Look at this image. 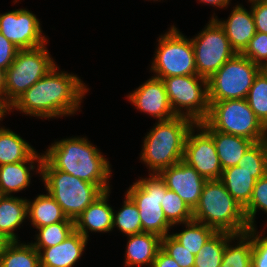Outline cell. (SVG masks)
<instances>
[{
	"label": "cell",
	"mask_w": 267,
	"mask_h": 267,
	"mask_svg": "<svg viewBox=\"0 0 267 267\" xmlns=\"http://www.w3.org/2000/svg\"><path fill=\"white\" fill-rule=\"evenodd\" d=\"M56 65L9 108L42 118L75 114L88 89L77 75L59 72Z\"/></svg>",
	"instance_id": "cell-1"
},
{
	"label": "cell",
	"mask_w": 267,
	"mask_h": 267,
	"mask_svg": "<svg viewBox=\"0 0 267 267\" xmlns=\"http://www.w3.org/2000/svg\"><path fill=\"white\" fill-rule=\"evenodd\" d=\"M53 168L81 180L97 184L103 191L110 190L109 161L86 137H74L54 142L43 154Z\"/></svg>",
	"instance_id": "cell-2"
},
{
	"label": "cell",
	"mask_w": 267,
	"mask_h": 267,
	"mask_svg": "<svg viewBox=\"0 0 267 267\" xmlns=\"http://www.w3.org/2000/svg\"><path fill=\"white\" fill-rule=\"evenodd\" d=\"M193 219L217 232L233 235L246 233L250 229L244 208L227 191L220 179L207 180L193 210Z\"/></svg>",
	"instance_id": "cell-3"
},
{
	"label": "cell",
	"mask_w": 267,
	"mask_h": 267,
	"mask_svg": "<svg viewBox=\"0 0 267 267\" xmlns=\"http://www.w3.org/2000/svg\"><path fill=\"white\" fill-rule=\"evenodd\" d=\"M195 123L181 116L159 121L145 136L141 160L152 174L174 165L184 158L185 140Z\"/></svg>",
	"instance_id": "cell-4"
},
{
	"label": "cell",
	"mask_w": 267,
	"mask_h": 267,
	"mask_svg": "<svg viewBox=\"0 0 267 267\" xmlns=\"http://www.w3.org/2000/svg\"><path fill=\"white\" fill-rule=\"evenodd\" d=\"M40 175L48 193L61 206L67 218L73 221L104 192L97 184L53 169L44 159Z\"/></svg>",
	"instance_id": "cell-5"
},
{
	"label": "cell",
	"mask_w": 267,
	"mask_h": 267,
	"mask_svg": "<svg viewBox=\"0 0 267 267\" xmlns=\"http://www.w3.org/2000/svg\"><path fill=\"white\" fill-rule=\"evenodd\" d=\"M210 110L205 122L215 131L252 140H265L266 127L249 107L247 99L209 101Z\"/></svg>",
	"instance_id": "cell-6"
},
{
	"label": "cell",
	"mask_w": 267,
	"mask_h": 267,
	"mask_svg": "<svg viewBox=\"0 0 267 267\" xmlns=\"http://www.w3.org/2000/svg\"><path fill=\"white\" fill-rule=\"evenodd\" d=\"M46 44L34 49L19 50L5 71L4 108H8L35 82L55 67Z\"/></svg>",
	"instance_id": "cell-7"
},
{
	"label": "cell",
	"mask_w": 267,
	"mask_h": 267,
	"mask_svg": "<svg viewBox=\"0 0 267 267\" xmlns=\"http://www.w3.org/2000/svg\"><path fill=\"white\" fill-rule=\"evenodd\" d=\"M162 80L176 116L186 117L195 124L205 121L210 110L207 79L198 75H186Z\"/></svg>",
	"instance_id": "cell-8"
},
{
	"label": "cell",
	"mask_w": 267,
	"mask_h": 267,
	"mask_svg": "<svg viewBox=\"0 0 267 267\" xmlns=\"http://www.w3.org/2000/svg\"><path fill=\"white\" fill-rule=\"evenodd\" d=\"M260 66L236 53L208 80L209 101L246 99Z\"/></svg>",
	"instance_id": "cell-9"
},
{
	"label": "cell",
	"mask_w": 267,
	"mask_h": 267,
	"mask_svg": "<svg viewBox=\"0 0 267 267\" xmlns=\"http://www.w3.org/2000/svg\"><path fill=\"white\" fill-rule=\"evenodd\" d=\"M158 48L151 69L154 77L197 75L191 39L186 38L173 25L158 39Z\"/></svg>",
	"instance_id": "cell-10"
},
{
	"label": "cell",
	"mask_w": 267,
	"mask_h": 267,
	"mask_svg": "<svg viewBox=\"0 0 267 267\" xmlns=\"http://www.w3.org/2000/svg\"><path fill=\"white\" fill-rule=\"evenodd\" d=\"M167 187L158 174H149V178H142L127 190L138 207L142 232L157 234L165 237L172 225L167 221L161 203Z\"/></svg>",
	"instance_id": "cell-11"
},
{
	"label": "cell",
	"mask_w": 267,
	"mask_h": 267,
	"mask_svg": "<svg viewBox=\"0 0 267 267\" xmlns=\"http://www.w3.org/2000/svg\"><path fill=\"white\" fill-rule=\"evenodd\" d=\"M198 76L209 80L236 52L231 48L224 29L211 18L207 26L191 39Z\"/></svg>",
	"instance_id": "cell-12"
},
{
	"label": "cell",
	"mask_w": 267,
	"mask_h": 267,
	"mask_svg": "<svg viewBox=\"0 0 267 267\" xmlns=\"http://www.w3.org/2000/svg\"><path fill=\"white\" fill-rule=\"evenodd\" d=\"M199 133L195 134V128ZM206 180H217L222 176V167L212 136L200 125L189 130L184 149V158Z\"/></svg>",
	"instance_id": "cell-13"
},
{
	"label": "cell",
	"mask_w": 267,
	"mask_h": 267,
	"mask_svg": "<svg viewBox=\"0 0 267 267\" xmlns=\"http://www.w3.org/2000/svg\"><path fill=\"white\" fill-rule=\"evenodd\" d=\"M0 33L20 50L34 49L48 43L37 17L22 8L0 14Z\"/></svg>",
	"instance_id": "cell-14"
},
{
	"label": "cell",
	"mask_w": 267,
	"mask_h": 267,
	"mask_svg": "<svg viewBox=\"0 0 267 267\" xmlns=\"http://www.w3.org/2000/svg\"><path fill=\"white\" fill-rule=\"evenodd\" d=\"M158 175L167 189L177 193L193 211L207 180L183 160L161 170Z\"/></svg>",
	"instance_id": "cell-15"
},
{
	"label": "cell",
	"mask_w": 267,
	"mask_h": 267,
	"mask_svg": "<svg viewBox=\"0 0 267 267\" xmlns=\"http://www.w3.org/2000/svg\"><path fill=\"white\" fill-rule=\"evenodd\" d=\"M127 98L138 110L156 117L159 121L176 116L170 105L163 80L154 76L128 94Z\"/></svg>",
	"instance_id": "cell-16"
},
{
	"label": "cell",
	"mask_w": 267,
	"mask_h": 267,
	"mask_svg": "<svg viewBox=\"0 0 267 267\" xmlns=\"http://www.w3.org/2000/svg\"><path fill=\"white\" fill-rule=\"evenodd\" d=\"M110 190L97 197L74 221L75 231L88 240V230L110 232L113 230L114 210L108 204Z\"/></svg>",
	"instance_id": "cell-17"
},
{
	"label": "cell",
	"mask_w": 267,
	"mask_h": 267,
	"mask_svg": "<svg viewBox=\"0 0 267 267\" xmlns=\"http://www.w3.org/2000/svg\"><path fill=\"white\" fill-rule=\"evenodd\" d=\"M224 29L231 48L241 54L248 46L250 39L256 34V26L252 10L248 11L241 5H236L227 21L214 18Z\"/></svg>",
	"instance_id": "cell-18"
},
{
	"label": "cell",
	"mask_w": 267,
	"mask_h": 267,
	"mask_svg": "<svg viewBox=\"0 0 267 267\" xmlns=\"http://www.w3.org/2000/svg\"><path fill=\"white\" fill-rule=\"evenodd\" d=\"M87 241L80 233L74 231L58 245L36 249L39 252L41 267H73L82 256Z\"/></svg>",
	"instance_id": "cell-19"
},
{
	"label": "cell",
	"mask_w": 267,
	"mask_h": 267,
	"mask_svg": "<svg viewBox=\"0 0 267 267\" xmlns=\"http://www.w3.org/2000/svg\"><path fill=\"white\" fill-rule=\"evenodd\" d=\"M42 160L43 155H40L35 151L26 161L1 165L0 191L4 195L10 196L12 192H19L28 187L31 180L30 171L36 168L34 164L37 162L38 165L36 170H38V173H41Z\"/></svg>",
	"instance_id": "cell-20"
},
{
	"label": "cell",
	"mask_w": 267,
	"mask_h": 267,
	"mask_svg": "<svg viewBox=\"0 0 267 267\" xmlns=\"http://www.w3.org/2000/svg\"><path fill=\"white\" fill-rule=\"evenodd\" d=\"M266 174L267 171H247L237 165L222 170L220 180L232 197L245 208L252 197L256 180Z\"/></svg>",
	"instance_id": "cell-21"
},
{
	"label": "cell",
	"mask_w": 267,
	"mask_h": 267,
	"mask_svg": "<svg viewBox=\"0 0 267 267\" xmlns=\"http://www.w3.org/2000/svg\"><path fill=\"white\" fill-rule=\"evenodd\" d=\"M199 124L212 136L222 170L237 166L246 150L254 143L241 136L215 131L205 121Z\"/></svg>",
	"instance_id": "cell-22"
},
{
	"label": "cell",
	"mask_w": 267,
	"mask_h": 267,
	"mask_svg": "<svg viewBox=\"0 0 267 267\" xmlns=\"http://www.w3.org/2000/svg\"><path fill=\"white\" fill-rule=\"evenodd\" d=\"M125 266L152 267L158 251L161 249V237L157 234L141 232L128 235Z\"/></svg>",
	"instance_id": "cell-23"
},
{
	"label": "cell",
	"mask_w": 267,
	"mask_h": 267,
	"mask_svg": "<svg viewBox=\"0 0 267 267\" xmlns=\"http://www.w3.org/2000/svg\"><path fill=\"white\" fill-rule=\"evenodd\" d=\"M28 217L27 199L4 195L0 200V234L9 242L19 241L14 230Z\"/></svg>",
	"instance_id": "cell-24"
},
{
	"label": "cell",
	"mask_w": 267,
	"mask_h": 267,
	"mask_svg": "<svg viewBox=\"0 0 267 267\" xmlns=\"http://www.w3.org/2000/svg\"><path fill=\"white\" fill-rule=\"evenodd\" d=\"M28 218L35 228L44 227L53 223L64 220H72L67 218L61 206L55 199L47 193L38 195L33 202L28 201Z\"/></svg>",
	"instance_id": "cell-25"
},
{
	"label": "cell",
	"mask_w": 267,
	"mask_h": 267,
	"mask_svg": "<svg viewBox=\"0 0 267 267\" xmlns=\"http://www.w3.org/2000/svg\"><path fill=\"white\" fill-rule=\"evenodd\" d=\"M34 152V148L20 135L5 127L0 128V166L26 161Z\"/></svg>",
	"instance_id": "cell-26"
},
{
	"label": "cell",
	"mask_w": 267,
	"mask_h": 267,
	"mask_svg": "<svg viewBox=\"0 0 267 267\" xmlns=\"http://www.w3.org/2000/svg\"><path fill=\"white\" fill-rule=\"evenodd\" d=\"M0 267H41L39 252L31 243L8 242L0 255Z\"/></svg>",
	"instance_id": "cell-27"
},
{
	"label": "cell",
	"mask_w": 267,
	"mask_h": 267,
	"mask_svg": "<svg viewBox=\"0 0 267 267\" xmlns=\"http://www.w3.org/2000/svg\"><path fill=\"white\" fill-rule=\"evenodd\" d=\"M239 237V238H238ZM238 238V239H236ZM238 244L230 246L232 240ZM252 264V228L246 233L234 235L225 246L220 267H251Z\"/></svg>",
	"instance_id": "cell-28"
},
{
	"label": "cell",
	"mask_w": 267,
	"mask_h": 267,
	"mask_svg": "<svg viewBox=\"0 0 267 267\" xmlns=\"http://www.w3.org/2000/svg\"><path fill=\"white\" fill-rule=\"evenodd\" d=\"M233 236L228 232H216L195 255L193 267H220L226 243Z\"/></svg>",
	"instance_id": "cell-29"
},
{
	"label": "cell",
	"mask_w": 267,
	"mask_h": 267,
	"mask_svg": "<svg viewBox=\"0 0 267 267\" xmlns=\"http://www.w3.org/2000/svg\"><path fill=\"white\" fill-rule=\"evenodd\" d=\"M184 224L186 225L185 230L171 235L193 255H196L202 246L217 232L212 227L194 219Z\"/></svg>",
	"instance_id": "cell-30"
},
{
	"label": "cell",
	"mask_w": 267,
	"mask_h": 267,
	"mask_svg": "<svg viewBox=\"0 0 267 267\" xmlns=\"http://www.w3.org/2000/svg\"><path fill=\"white\" fill-rule=\"evenodd\" d=\"M36 229L39 234L36 235V242H31V244L35 249H44L63 242L75 231V226L73 220H64Z\"/></svg>",
	"instance_id": "cell-31"
},
{
	"label": "cell",
	"mask_w": 267,
	"mask_h": 267,
	"mask_svg": "<svg viewBox=\"0 0 267 267\" xmlns=\"http://www.w3.org/2000/svg\"><path fill=\"white\" fill-rule=\"evenodd\" d=\"M125 197L121 210L113 214V228L116 226L127 236L141 233L142 225L138 207L127 193Z\"/></svg>",
	"instance_id": "cell-32"
},
{
	"label": "cell",
	"mask_w": 267,
	"mask_h": 267,
	"mask_svg": "<svg viewBox=\"0 0 267 267\" xmlns=\"http://www.w3.org/2000/svg\"><path fill=\"white\" fill-rule=\"evenodd\" d=\"M161 207L167 221L172 226L193 220V211L174 191L168 189L163 194Z\"/></svg>",
	"instance_id": "cell-33"
},
{
	"label": "cell",
	"mask_w": 267,
	"mask_h": 267,
	"mask_svg": "<svg viewBox=\"0 0 267 267\" xmlns=\"http://www.w3.org/2000/svg\"><path fill=\"white\" fill-rule=\"evenodd\" d=\"M246 99L256 117L267 127V78L261 71L255 77Z\"/></svg>",
	"instance_id": "cell-34"
},
{
	"label": "cell",
	"mask_w": 267,
	"mask_h": 267,
	"mask_svg": "<svg viewBox=\"0 0 267 267\" xmlns=\"http://www.w3.org/2000/svg\"><path fill=\"white\" fill-rule=\"evenodd\" d=\"M257 209L267 213V174L256 180L252 197L248 205L244 208V213L249 227L254 228L255 215Z\"/></svg>",
	"instance_id": "cell-35"
},
{
	"label": "cell",
	"mask_w": 267,
	"mask_h": 267,
	"mask_svg": "<svg viewBox=\"0 0 267 267\" xmlns=\"http://www.w3.org/2000/svg\"><path fill=\"white\" fill-rule=\"evenodd\" d=\"M238 166L247 171H267V145L265 140L253 143L239 160Z\"/></svg>",
	"instance_id": "cell-36"
},
{
	"label": "cell",
	"mask_w": 267,
	"mask_h": 267,
	"mask_svg": "<svg viewBox=\"0 0 267 267\" xmlns=\"http://www.w3.org/2000/svg\"><path fill=\"white\" fill-rule=\"evenodd\" d=\"M161 249L173 258L180 267H193L195 255L181 245L171 234L161 238Z\"/></svg>",
	"instance_id": "cell-37"
},
{
	"label": "cell",
	"mask_w": 267,
	"mask_h": 267,
	"mask_svg": "<svg viewBox=\"0 0 267 267\" xmlns=\"http://www.w3.org/2000/svg\"><path fill=\"white\" fill-rule=\"evenodd\" d=\"M241 54L260 67L267 63V34L256 32Z\"/></svg>",
	"instance_id": "cell-38"
},
{
	"label": "cell",
	"mask_w": 267,
	"mask_h": 267,
	"mask_svg": "<svg viewBox=\"0 0 267 267\" xmlns=\"http://www.w3.org/2000/svg\"><path fill=\"white\" fill-rule=\"evenodd\" d=\"M252 228V264L251 267H267V236L260 237Z\"/></svg>",
	"instance_id": "cell-39"
},
{
	"label": "cell",
	"mask_w": 267,
	"mask_h": 267,
	"mask_svg": "<svg viewBox=\"0 0 267 267\" xmlns=\"http://www.w3.org/2000/svg\"><path fill=\"white\" fill-rule=\"evenodd\" d=\"M20 49L0 33V69L6 71Z\"/></svg>",
	"instance_id": "cell-40"
},
{
	"label": "cell",
	"mask_w": 267,
	"mask_h": 267,
	"mask_svg": "<svg viewBox=\"0 0 267 267\" xmlns=\"http://www.w3.org/2000/svg\"><path fill=\"white\" fill-rule=\"evenodd\" d=\"M256 32L267 34V0L251 3Z\"/></svg>",
	"instance_id": "cell-41"
},
{
	"label": "cell",
	"mask_w": 267,
	"mask_h": 267,
	"mask_svg": "<svg viewBox=\"0 0 267 267\" xmlns=\"http://www.w3.org/2000/svg\"><path fill=\"white\" fill-rule=\"evenodd\" d=\"M152 267H180L167 253L160 249L153 261Z\"/></svg>",
	"instance_id": "cell-42"
},
{
	"label": "cell",
	"mask_w": 267,
	"mask_h": 267,
	"mask_svg": "<svg viewBox=\"0 0 267 267\" xmlns=\"http://www.w3.org/2000/svg\"><path fill=\"white\" fill-rule=\"evenodd\" d=\"M199 1L219 8L227 7L230 2V0H199Z\"/></svg>",
	"instance_id": "cell-43"
},
{
	"label": "cell",
	"mask_w": 267,
	"mask_h": 267,
	"mask_svg": "<svg viewBox=\"0 0 267 267\" xmlns=\"http://www.w3.org/2000/svg\"><path fill=\"white\" fill-rule=\"evenodd\" d=\"M5 71L0 69V102L4 107Z\"/></svg>",
	"instance_id": "cell-44"
},
{
	"label": "cell",
	"mask_w": 267,
	"mask_h": 267,
	"mask_svg": "<svg viewBox=\"0 0 267 267\" xmlns=\"http://www.w3.org/2000/svg\"><path fill=\"white\" fill-rule=\"evenodd\" d=\"M9 241L6 240L1 234H0V255L5 247V245L8 243Z\"/></svg>",
	"instance_id": "cell-45"
},
{
	"label": "cell",
	"mask_w": 267,
	"mask_h": 267,
	"mask_svg": "<svg viewBox=\"0 0 267 267\" xmlns=\"http://www.w3.org/2000/svg\"><path fill=\"white\" fill-rule=\"evenodd\" d=\"M5 113H7V110L2 106V104L0 102V121L2 120L4 115H6Z\"/></svg>",
	"instance_id": "cell-46"
},
{
	"label": "cell",
	"mask_w": 267,
	"mask_h": 267,
	"mask_svg": "<svg viewBox=\"0 0 267 267\" xmlns=\"http://www.w3.org/2000/svg\"><path fill=\"white\" fill-rule=\"evenodd\" d=\"M260 71L263 73V75L267 78V63H265L264 65H262L260 67Z\"/></svg>",
	"instance_id": "cell-47"
},
{
	"label": "cell",
	"mask_w": 267,
	"mask_h": 267,
	"mask_svg": "<svg viewBox=\"0 0 267 267\" xmlns=\"http://www.w3.org/2000/svg\"><path fill=\"white\" fill-rule=\"evenodd\" d=\"M250 3L256 2V1H265V0H248Z\"/></svg>",
	"instance_id": "cell-48"
},
{
	"label": "cell",
	"mask_w": 267,
	"mask_h": 267,
	"mask_svg": "<svg viewBox=\"0 0 267 267\" xmlns=\"http://www.w3.org/2000/svg\"><path fill=\"white\" fill-rule=\"evenodd\" d=\"M4 194L0 191V200L3 198Z\"/></svg>",
	"instance_id": "cell-49"
},
{
	"label": "cell",
	"mask_w": 267,
	"mask_h": 267,
	"mask_svg": "<svg viewBox=\"0 0 267 267\" xmlns=\"http://www.w3.org/2000/svg\"><path fill=\"white\" fill-rule=\"evenodd\" d=\"M265 142H266V145H267V133H266V137H265Z\"/></svg>",
	"instance_id": "cell-50"
}]
</instances>
